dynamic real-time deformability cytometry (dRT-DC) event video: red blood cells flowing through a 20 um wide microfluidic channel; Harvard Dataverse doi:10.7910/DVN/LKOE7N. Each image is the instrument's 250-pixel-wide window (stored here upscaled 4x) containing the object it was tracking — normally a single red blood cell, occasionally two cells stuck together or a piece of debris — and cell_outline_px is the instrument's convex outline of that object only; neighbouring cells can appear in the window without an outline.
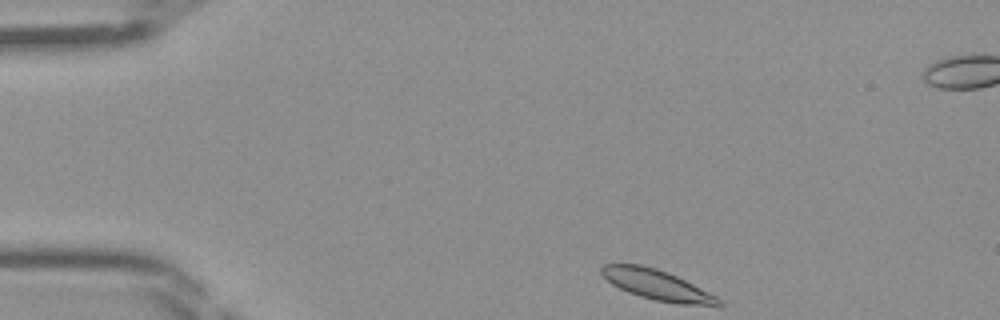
{"species": "Egyptian fruit bat (a non-hibernating species)", "species_latin": "Rousettus aegyptiacus", "temperature_condition": "room temperature", "stored_images_in_passage": 10, "camera_frame_rate_fps": 3000, "um_per_image_px": 0.085, "frame": {"image": 1, "passage_image": 1, "time_ms": 0.0, "image_size_px": [1000, 320], "cell_outline_px": [[724, 304], [680, 304], [656, 300], [640, 296], [628, 292], [612, 284], [600, 272], [600, 268], [604, 264], [640, 264], [656, 268], [668, 272], [716, 296]], "centroid_in_image_um": [55.78, 24.19], "position_along_channel_um": 29.2, "area_um2": 20.0}}
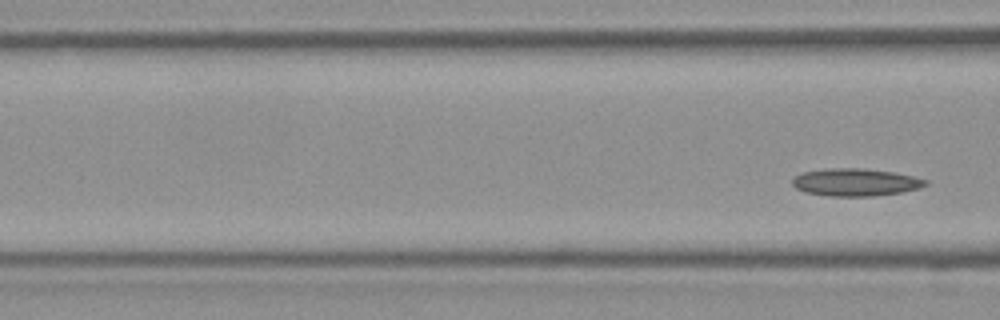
{"frame": {"image": 2, "passage_image": 10, "time_ms": 3.0, "image_size_px": [1000, 320], "cell_outline_px": [[928, 184], [920, 188], [900, 192], [872, 196], [828, 196], [804, 192], [796, 188], [792, 184], [792, 176], [800, 172], [828, 168], [864, 168], [892, 172], [912, 176], [928, 180]], "centroid_in_image_um": [72.66, 15.48], "position_along_channel_um": 93.9, "area_um2": 21.5}}